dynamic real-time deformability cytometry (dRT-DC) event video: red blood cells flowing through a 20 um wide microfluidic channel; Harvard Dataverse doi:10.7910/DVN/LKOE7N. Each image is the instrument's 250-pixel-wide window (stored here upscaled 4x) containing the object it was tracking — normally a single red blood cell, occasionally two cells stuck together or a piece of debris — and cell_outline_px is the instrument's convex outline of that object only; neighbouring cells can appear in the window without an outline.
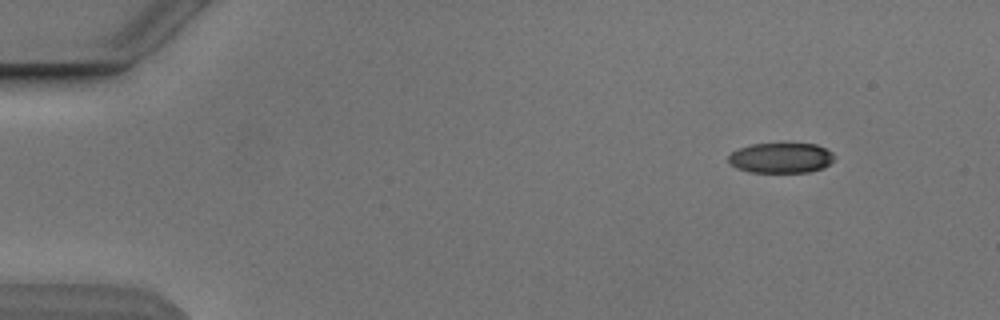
{"species": "Egyptian fruit bat (a non-hibernating species)", "species_latin": "Rousettus aegyptiacus", "temperature_condition": "cold", "stored_images_in_passage": 4, "camera_frame_rate_fps": 3000, "um_per_image_px": 0.085, "animal": {"sex": "male"}, "frame": {"image": 1, "passage_image": 1, "time_ms": 0.0, "image_size_px": [1000, 320], "cell_outline_px": [[836, 156], [824, 168], [808, 172], [752, 172], [740, 168], [732, 164], [728, 160], [728, 156], [732, 152], [740, 148], [752, 144], [784, 140], [788, 140], [816, 144], [832, 152]], "centroid_in_image_um": [66.43, 13.35], "position_along_channel_um": 18.6, "area_um2": 19.36}}
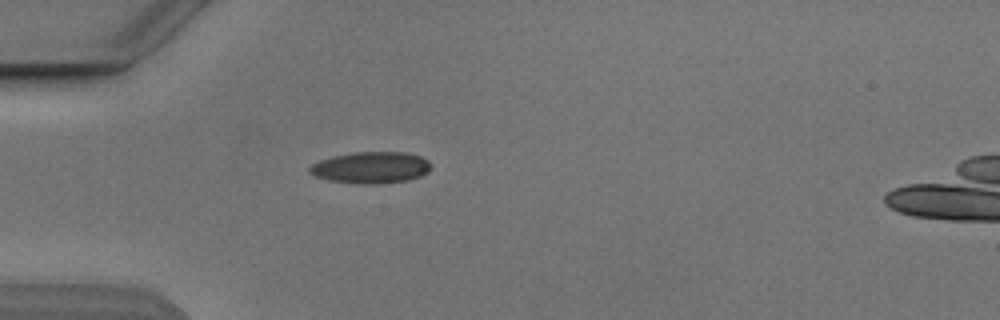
{"frame": {"image": 2, "passage_image": 4, "time_ms": 3.333, "image_size_px": [1000, 320], "cell_outline_px": [[432, 168], [428, 172], [420, 176], [408, 180], [376, 184], [360, 184], [328, 180], [316, 176], [308, 172], [308, 168], [312, 164], [320, 160], [332, 156], [352, 152], [404, 152], [420, 156], [428, 160], [432, 164]], "centroid_in_image_um": [31.54, 14.24], "position_along_channel_um": 53.5, "area_um2": 22.48}}